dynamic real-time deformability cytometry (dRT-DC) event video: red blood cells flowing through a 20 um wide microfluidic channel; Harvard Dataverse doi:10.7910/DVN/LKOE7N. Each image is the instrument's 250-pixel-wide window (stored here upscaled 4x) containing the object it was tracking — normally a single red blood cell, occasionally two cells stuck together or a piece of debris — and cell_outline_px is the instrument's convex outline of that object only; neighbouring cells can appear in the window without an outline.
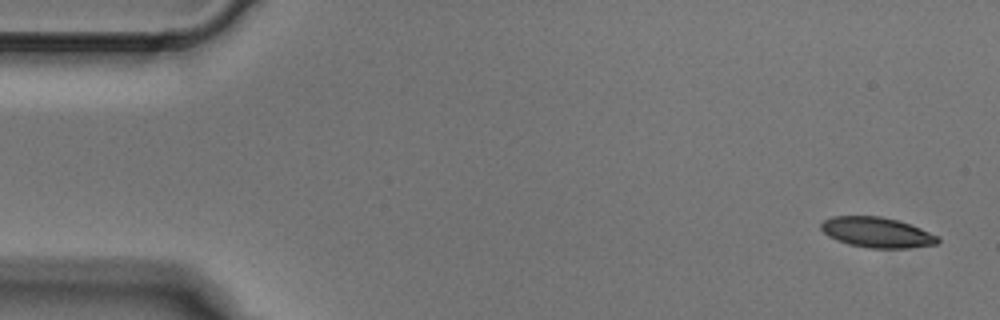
{"species": "Egyptian fruit bat (a non-hibernating species)", "species_latin": "Rousettus aegyptiacus", "temperature_condition": "cold", "stored_images_in_passage": 7, "camera_frame_rate_fps": 3000, "um_per_image_px": 0.085, "animal": {"sex": "male"}, "frame": {"image": 1, "passage_image": 7, "time_ms": 2.0, "image_size_px": [1000, 320], "cell_outline_px": [[940, 240], [936, 244], [908, 248], [868, 248], [848, 244], [828, 236], [820, 228], [820, 224], [824, 220], [832, 216], [880, 216], [896, 220], [920, 228], [940, 236]], "centroid_in_image_um": [74.53, 19.76], "position_along_channel_um": 10.5, "area_um2": 20.58}}